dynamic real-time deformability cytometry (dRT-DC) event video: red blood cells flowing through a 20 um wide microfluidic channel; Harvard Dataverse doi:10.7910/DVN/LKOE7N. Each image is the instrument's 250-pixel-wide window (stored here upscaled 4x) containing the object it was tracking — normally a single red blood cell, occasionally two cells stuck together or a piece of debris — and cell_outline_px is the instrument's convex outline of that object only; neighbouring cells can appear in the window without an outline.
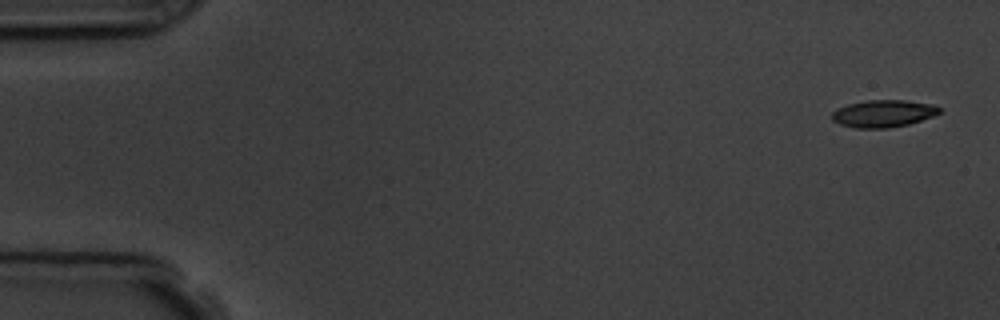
{"species": "common noctule bat (a hibernating species)", "species_latin": "Nyctalus noctula", "temperature_condition": "room temperature", "stored_images_in_passage": 6, "segment_of_instrument_passage": [1, 2], "camera_frame_rate_fps": 3000, "um_per_image_px": 0.085, "animal": {"sex": "male", "body_mass_g": 19.5, "forearm_length_mm": 54.6}, "frame": {"image": 1, "passage_image": 1, "time_ms": 0.0, "image_size_px": [1000, 320], "cell_outline_px": [[940, 112], [932, 116], [908, 124], [888, 128], [856, 128], [840, 124], [832, 120], [832, 112], [836, 108], [848, 104], [868, 100], [904, 100], [936, 104], [940, 108]], "centroid_in_image_um": [75.07, 9.64], "position_along_channel_um": 9.9, "area_um2": 17.05}}
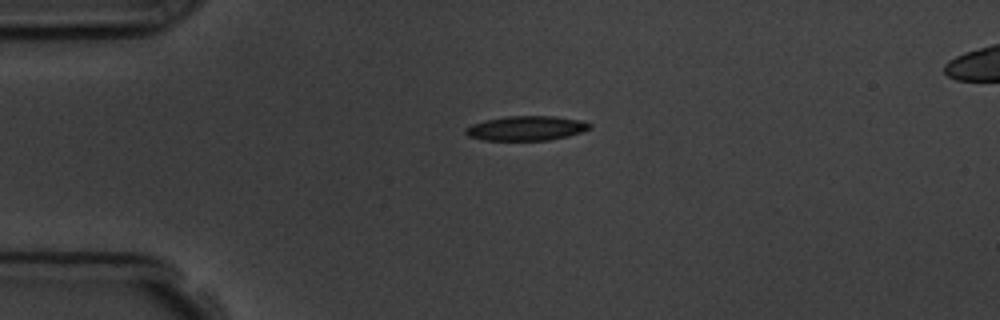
{"frame": {"image": 2, "passage_image": 4, "time_ms": 3.667, "image_size_px": [1000, 320], "cell_outline_px": [[592, 128], [568, 136], [548, 140], [484, 140], [468, 136], [464, 132], [464, 128], [472, 124], [484, 120], [508, 116], [556, 116], [584, 120], [592, 124]], "centroid_in_image_um": [44.75, 10.89], "position_along_channel_um": 40.2, "area_um2": 17.92}}